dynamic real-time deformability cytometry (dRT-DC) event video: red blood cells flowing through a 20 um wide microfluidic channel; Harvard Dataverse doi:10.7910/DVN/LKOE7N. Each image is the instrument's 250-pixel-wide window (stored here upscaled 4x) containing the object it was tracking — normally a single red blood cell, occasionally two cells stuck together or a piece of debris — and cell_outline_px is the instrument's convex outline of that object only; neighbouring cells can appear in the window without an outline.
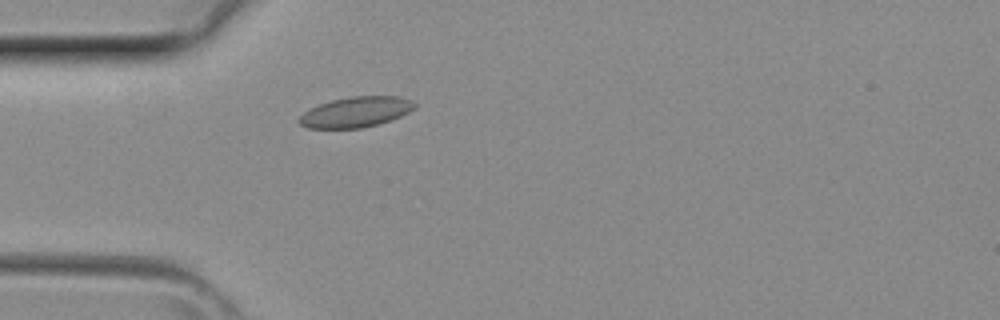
{"species": "common noctule bat (a hibernating species)", "species_latin": "Nyctalus noctula", "temperature_condition": "room temperature", "stored_images_in_passage": 2, "camera_frame_rate_fps": 3000, "um_per_image_px": 0.085, "animal": {"sex": "female", "body_mass_g": 29.2, "forearm_length_mm": 56.3}, "frame": {"image": 1, "passage_image": 2, "time_ms": 0.333, "image_size_px": [1000, 320], "cell_outline_px": [[416, 108], [400, 116], [376, 124], [360, 128], [308, 128], [300, 124], [296, 120], [308, 108], [332, 100], [348, 96], [400, 96], [412, 100], [416, 104]], "centroid_in_image_um": [30.22, 9.51], "position_along_channel_um": 54.8, "area_um2": 20.46}}